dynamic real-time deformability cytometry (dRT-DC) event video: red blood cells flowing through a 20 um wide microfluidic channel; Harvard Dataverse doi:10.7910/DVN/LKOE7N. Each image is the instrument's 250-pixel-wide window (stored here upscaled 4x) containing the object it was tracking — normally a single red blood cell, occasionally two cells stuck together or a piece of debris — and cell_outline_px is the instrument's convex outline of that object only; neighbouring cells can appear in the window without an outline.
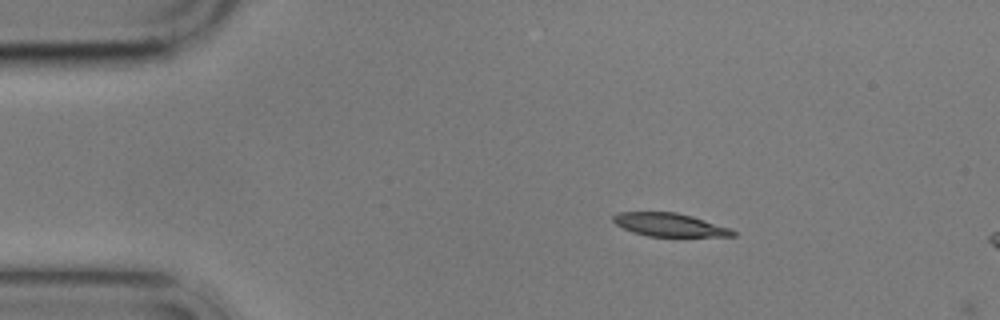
{"species": "common noctule bat (a hibernating species)", "species_latin": "Nyctalus noctula", "temperature_condition": "cold", "stored_images_in_passage": 3, "camera_frame_rate_fps": 3000, "um_per_image_px": 0.085, "animal": {"sex": "male", "body_mass_g": 17.9}, "frame": {"image": 1, "passage_image": 1, "time_ms": 0.0, "image_size_px": [1000, 320], "cell_outline_px": [[736, 236], [648, 236], [632, 232], [616, 224], [612, 220], [612, 216], [616, 212], [676, 212], [692, 216], [732, 228], [736, 232]], "centroid_in_image_um": [56.91, 19.1], "position_along_channel_um": 28.1, "area_um2": 16.24}}